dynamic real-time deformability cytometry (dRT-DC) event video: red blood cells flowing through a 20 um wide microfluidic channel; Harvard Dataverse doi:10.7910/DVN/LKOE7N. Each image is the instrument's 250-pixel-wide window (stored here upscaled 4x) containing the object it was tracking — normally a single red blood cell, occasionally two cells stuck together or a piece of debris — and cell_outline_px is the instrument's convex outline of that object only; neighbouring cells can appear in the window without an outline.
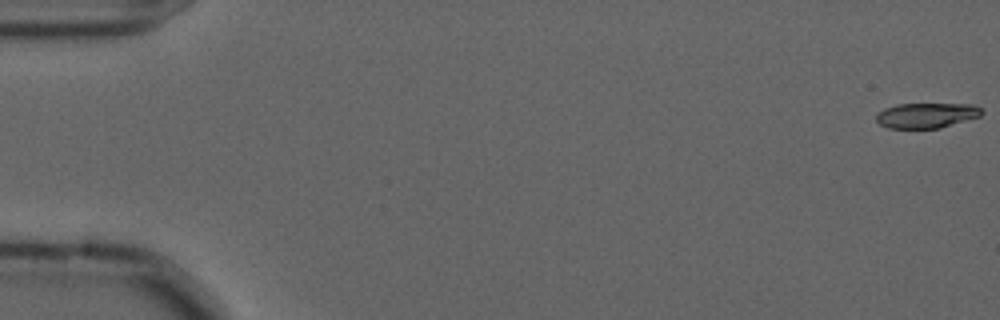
{"species": "common noctule bat (a hibernating species)", "species_latin": "Nyctalus noctula", "temperature_condition": "cold", "stored_images_in_passage": 18, "camera_frame_rate_fps": 3000, "um_per_image_px": 0.085, "animal": {"sex": "male", "forearm_length_mm": 52.5}, "frame": {"image": 1, "passage_image": 1, "time_ms": 0.0, "image_size_px": [1000, 320], "cell_outline_px": [[984, 112], [980, 116], [940, 128], [888, 128], [880, 124], [876, 120], [876, 112], [884, 108], [896, 104], [972, 104], [980, 108]], "centroid_in_image_um": [78.72, 9.8], "position_along_channel_um": 6.3, "area_um2": 15.49}}
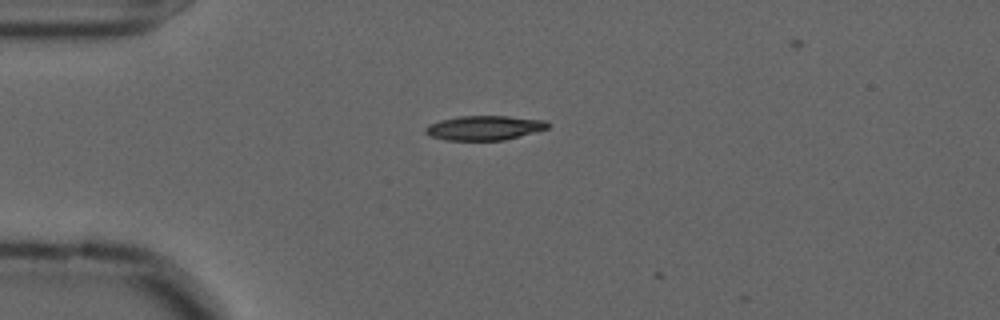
{"frame": {"image": 2, "passage_image": 15, "time_ms": 4.667, "image_size_px": [1000, 320], "cell_outline_px": [[552, 124], [548, 128], [504, 140], [444, 140], [428, 136], [424, 132], [424, 128], [428, 124], [440, 120], [460, 116], [508, 116], [544, 120]], "centroid_in_image_um": [41.12, 10.87], "position_along_channel_um": 43.9, "area_um2": 17.51}}